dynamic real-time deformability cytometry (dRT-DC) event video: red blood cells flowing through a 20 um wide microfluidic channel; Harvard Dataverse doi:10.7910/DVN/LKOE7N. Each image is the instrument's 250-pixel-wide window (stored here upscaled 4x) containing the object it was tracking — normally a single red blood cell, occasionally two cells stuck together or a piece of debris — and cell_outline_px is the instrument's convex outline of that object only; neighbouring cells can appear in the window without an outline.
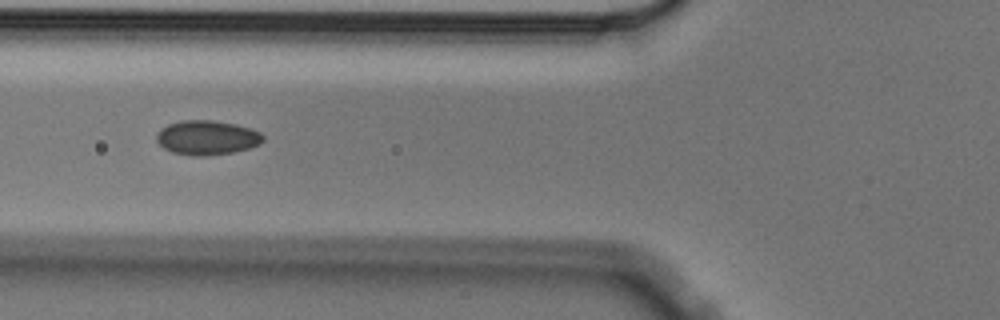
{"species": "Egyptian fruit bat (a non-hibernating species)", "species_latin": "Rousettus aegyptiacus", "temperature_condition": "cold", "stored_images_in_passage": 9, "camera_frame_rate_fps": 3000, "um_per_image_px": 0.085, "animal": {"sex": "male"}, "frame": {"image": 1, "passage_image": 6, "time_ms": 1.667, "image_size_px": [1000, 320], "cell_outline_px": [[264, 140], [260, 144], [248, 148], [232, 152], [204, 156], [192, 156], [172, 152], [164, 148], [156, 140], [156, 132], [160, 128], [168, 124], [180, 120], [212, 120], [236, 124], [252, 128], [260, 132], [264, 136]], "centroid_in_image_um": [17.58, 11.69], "position_along_channel_um": 108.2, "area_um2": 21.56}}
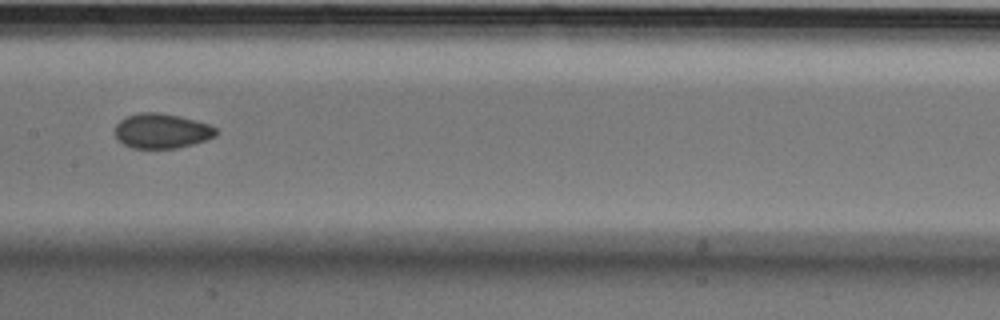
{"frame": {"image": 2, "passage_image": 8, "time_ms": 2.333, "image_size_px": [1000, 320], "cell_outline_px": [[220, 132], [216, 136], [192, 144], [176, 148], [132, 148], [116, 140], [116, 124], [120, 120], [128, 116], [140, 112], [156, 112], [180, 116], [196, 120], [208, 124], [216, 128]], "centroid_in_image_um": [13.75, 11.13], "position_along_channel_um": 193.6, "area_um2": 20.52}}
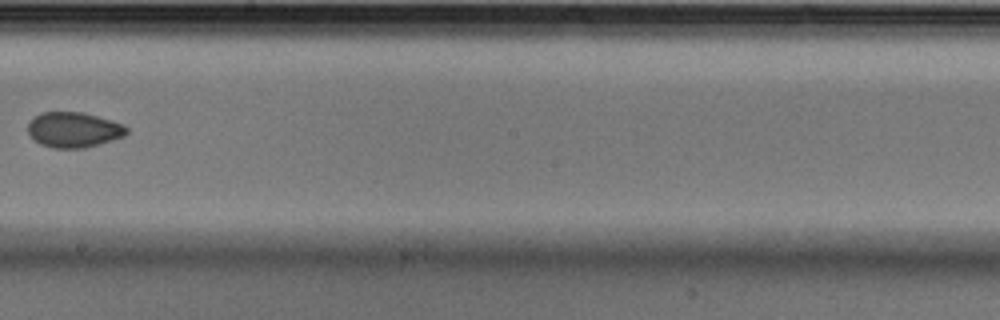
{"frame": {"image": 3, "passage_image": 9, "time_ms": 2.667, "image_size_px": [1000, 320], "cell_outline_px": [[128, 132], [124, 136], [100, 144], [84, 148], [52, 148], [40, 144], [28, 132], [28, 120], [40, 112], [84, 112], [112, 120], [124, 124], [128, 128]], "centroid_in_image_um": [6.27, 11.02], "position_along_channel_um": 241.9, "area_um2": 20.52}}